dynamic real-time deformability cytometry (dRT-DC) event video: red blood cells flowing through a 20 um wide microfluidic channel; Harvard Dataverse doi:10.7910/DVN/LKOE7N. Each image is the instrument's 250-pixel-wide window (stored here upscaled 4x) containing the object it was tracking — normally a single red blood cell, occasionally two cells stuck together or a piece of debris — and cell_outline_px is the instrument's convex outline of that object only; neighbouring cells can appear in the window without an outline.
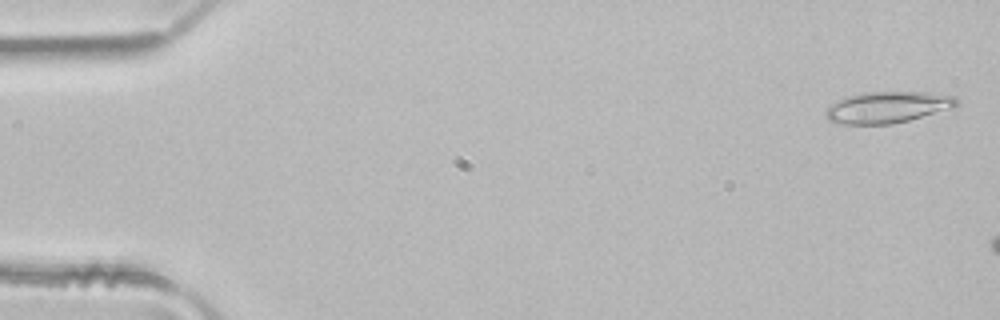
{"species": "common noctule bat (a hibernating species)", "species_latin": "Nyctalus noctula", "temperature_condition": "room temperature", "stored_images_in_passage": 3, "camera_frame_rate_fps": 3000, "um_per_image_px": 0.085, "animal": {"sex": "male", "body_mass_g": 21.5, "forearm_length_mm": 52.0}, "frame": {"image": 1, "passage_image": 1, "time_ms": 0.0, "image_size_px": [1000, 320], "cell_outline_px": [[960, 104], [952, 108], [908, 120], [892, 124], [844, 124], [828, 120], [824, 116], [824, 112], [828, 104], [844, 96], [860, 92], [928, 92], [956, 96]], "centroid_in_image_um": [75.39, 9.1], "position_along_channel_um": 9.6, "area_um2": 24.33}}